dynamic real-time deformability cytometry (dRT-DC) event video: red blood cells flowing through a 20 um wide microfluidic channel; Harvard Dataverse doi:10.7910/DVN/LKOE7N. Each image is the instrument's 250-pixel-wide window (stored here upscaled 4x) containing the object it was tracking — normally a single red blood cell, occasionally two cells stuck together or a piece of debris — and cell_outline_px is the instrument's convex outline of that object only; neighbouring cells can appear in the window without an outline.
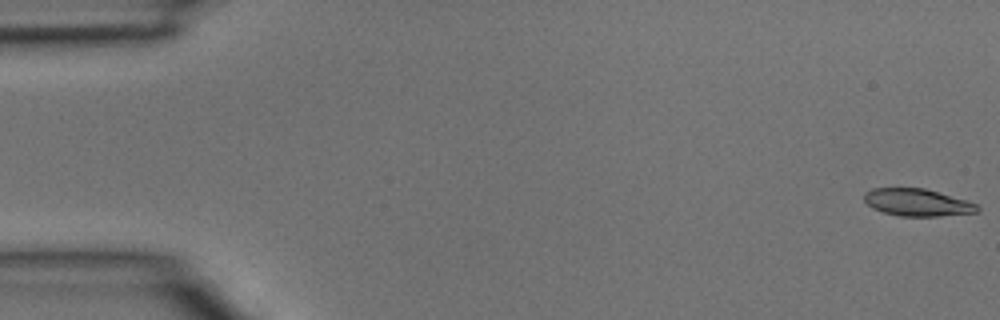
{"species": "common noctule bat (a hibernating species)", "species_latin": "Nyctalus noctula", "temperature_condition": "room temperature", "stored_images_in_passage": 4, "camera_frame_rate_fps": 3000, "um_per_image_px": 0.085, "animal": {"sex": "male", "body_mass_g": 15.6}, "frame": {"image": 1, "passage_image": 1, "time_ms": 0.0, "image_size_px": [1000, 320], "cell_outline_px": [[980, 212], [940, 216], [900, 216], [884, 212], [872, 208], [864, 200], [864, 192], [872, 188], [924, 188], [964, 200], [976, 204], [980, 208]], "centroid_in_image_um": [77.95, 17.21], "position_along_channel_um": 7.1, "area_um2": 17.86}}
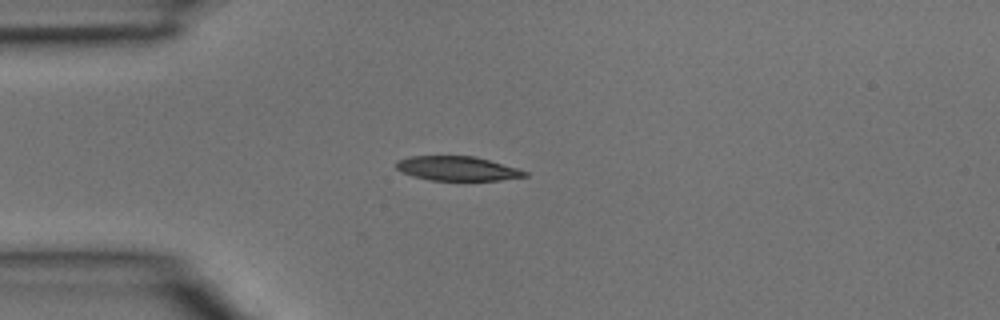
{"frame": {"image": 2, "passage_image": 4, "time_ms": 1.0, "image_size_px": [1000, 320], "cell_outline_px": [[528, 176], [500, 180], [428, 180], [412, 176], [400, 172], [396, 168], [396, 160], [408, 156], [476, 156], [516, 168], [528, 172]], "centroid_in_image_um": [38.82, 14.32], "position_along_channel_um": 46.2, "area_um2": 18.32}}